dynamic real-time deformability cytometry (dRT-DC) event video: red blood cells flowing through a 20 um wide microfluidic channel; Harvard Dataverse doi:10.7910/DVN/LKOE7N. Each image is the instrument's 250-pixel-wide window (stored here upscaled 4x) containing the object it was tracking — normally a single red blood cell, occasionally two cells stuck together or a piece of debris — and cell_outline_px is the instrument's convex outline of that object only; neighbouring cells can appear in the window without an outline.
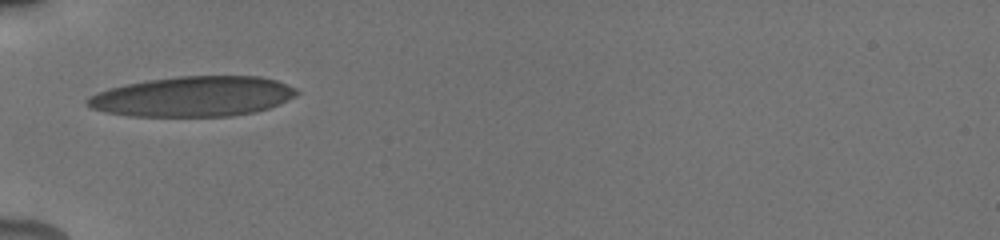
{"species": "human", "species_latin": "Homo sapiens", "temperature_condition": "cold", "stored_images_in_passage": 34, "camera_frame_rate_fps": 3000, "um_per_image_px": 0.085, "donor": {"sex": "male"}, "frame": {"image": 1, "passage_image": 1, "time_ms": 0.0, "image_size_px": [1000, 240], "cell_outline_px": [[300, 92], [296, 96], [280, 104], [256, 112], [232, 116], [132, 116], [104, 112], [92, 108], [84, 104], [84, 100], [88, 96], [96, 92], [108, 88], [148, 80], [180, 76], [260, 76], [276, 80], [296, 88]], "centroid_in_image_um": [16.4, 8.2], "position_along_channel_um": 68.6, "area_um2": 49.25}}
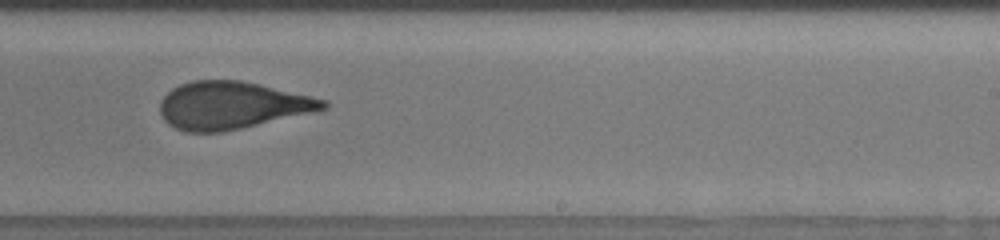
{"frame": {"image": 2, "passage_image": 20, "time_ms": 5.333, "image_size_px": [1000, 240], "cell_outline_px": [[332, 104], [328, 108], [224, 132], [184, 132], [168, 124], [164, 120], [160, 112], [160, 104], [164, 96], [172, 88], [180, 84], [192, 80], [240, 80], [260, 84], [312, 96], [328, 100]], "centroid_in_image_um": [19.71, 8.95], "position_along_channel_um": 269.3, "area_um2": 45.08}}
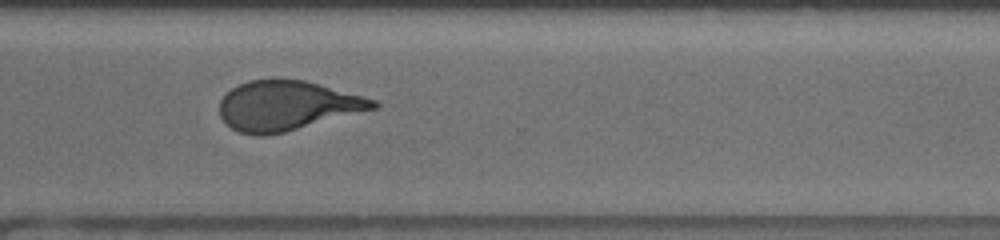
{"frame": {"image": 3, "passage_image": 33, "time_ms": 7.333, "image_size_px": [1000, 240], "cell_outline_px": [[380, 104], [376, 108], [284, 132], [264, 136], [260, 136], [240, 132], [232, 128], [220, 116], [220, 100], [232, 88], [248, 80], [304, 80], [364, 96], [376, 100]], "centroid_in_image_um": [24.4, 8.98], "position_along_channel_um": 346.2, "area_um2": 43.75}}